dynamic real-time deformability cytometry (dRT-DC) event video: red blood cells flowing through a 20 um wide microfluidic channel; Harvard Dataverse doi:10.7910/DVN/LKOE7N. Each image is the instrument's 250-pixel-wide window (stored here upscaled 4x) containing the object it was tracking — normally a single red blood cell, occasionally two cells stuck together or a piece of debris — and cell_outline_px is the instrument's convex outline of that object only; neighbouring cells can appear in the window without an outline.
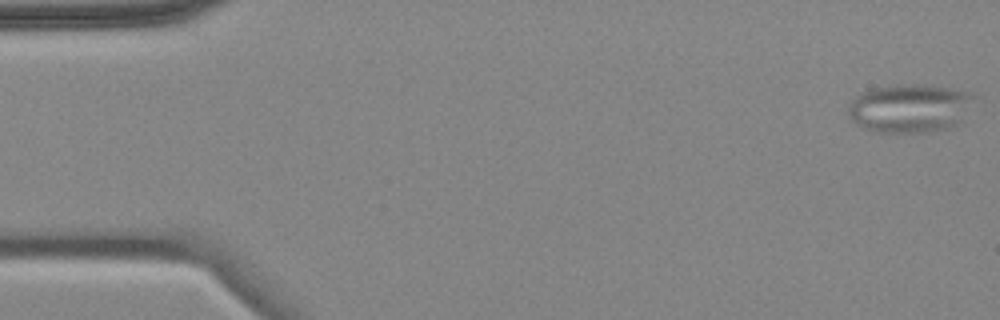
{"species": "common noctule bat (a hibernating species)", "species_latin": "Nyctalus noctula", "temperature_condition": "cold", "stored_images_in_passage": 4, "camera_frame_rate_fps": 3000, "um_per_image_px": 0.085, "animal": {"sex": "female", "body_mass_g": 18.4}, "frame": {"image": 1, "passage_image": 1, "time_ms": 0.0, "image_size_px": [1000, 320], "cell_outline_px": [[980, 96], [964, 124], [948, 128], [928, 132], [872, 132], [856, 124], [848, 116], [848, 108], [852, 100], [860, 92], [868, 88], [896, 84], [932, 84], [956, 88], [976, 92]], "centroid_in_image_um": [77.49, 9.17], "position_along_channel_um": 7.5, "area_um2": 37.57}}